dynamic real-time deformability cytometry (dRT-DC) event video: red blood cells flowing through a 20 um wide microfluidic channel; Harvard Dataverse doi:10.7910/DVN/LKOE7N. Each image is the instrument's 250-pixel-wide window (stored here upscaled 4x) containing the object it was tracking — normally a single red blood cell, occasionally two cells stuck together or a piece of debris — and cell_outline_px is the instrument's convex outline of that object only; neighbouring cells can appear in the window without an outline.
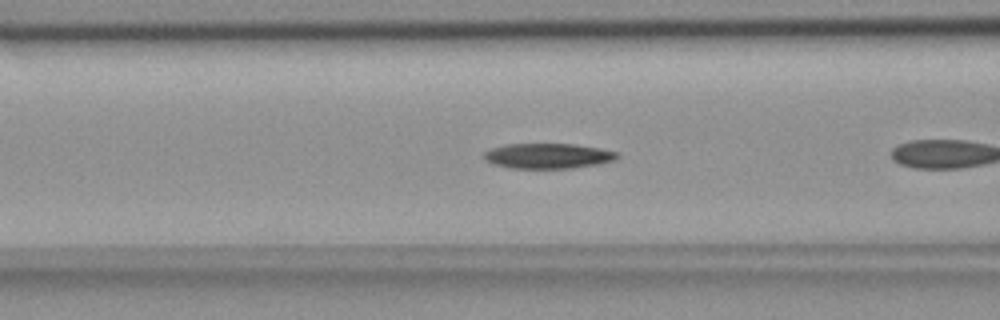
{"species": "common noctule bat (a hibernating species)", "species_latin": "Nyctalus noctula", "temperature_condition": "room temperature", "stored_images_in_passage": 18, "camera_frame_rate_fps": 3000, "um_per_image_px": 0.085, "animal": {"sex": "female", "body_mass_g": 18.4}, "frame": {"image": 1, "passage_image": 6, "time_ms": 1.667, "image_size_px": [1000, 320], "cell_outline_px": [[620, 156], [616, 160], [596, 164], [572, 168], [512, 168], [492, 164], [484, 160], [484, 152], [492, 148], [504, 144], [572, 144], [600, 148], [620, 152]], "centroid_in_image_um": [46.59, 13.25], "position_along_channel_um": 120.0, "area_um2": 19.65}}
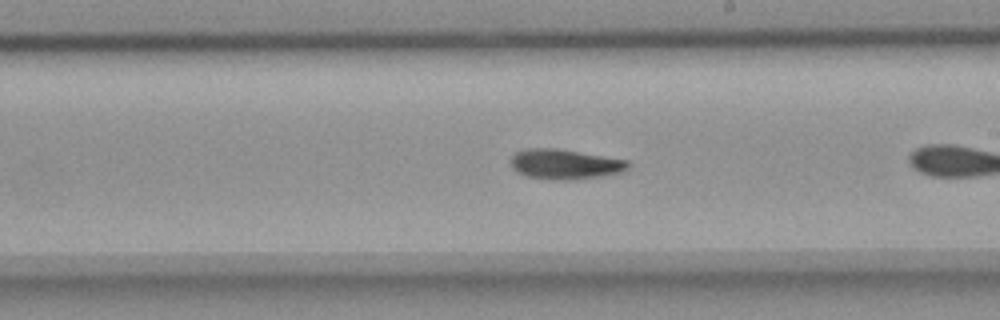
{"frame": {"image": 2, "passage_image": 16, "time_ms": 5.0, "image_size_px": [1000, 320], "cell_outline_px": [[632, 164], [624, 172], [600, 176], [572, 180], [556, 180], [528, 176], [512, 168], [512, 156], [516, 152], [528, 148], [556, 148], [628, 160]], "centroid_in_image_um": [48.08, 13.95], "position_along_channel_um": 240.9, "area_um2": 20.4}}